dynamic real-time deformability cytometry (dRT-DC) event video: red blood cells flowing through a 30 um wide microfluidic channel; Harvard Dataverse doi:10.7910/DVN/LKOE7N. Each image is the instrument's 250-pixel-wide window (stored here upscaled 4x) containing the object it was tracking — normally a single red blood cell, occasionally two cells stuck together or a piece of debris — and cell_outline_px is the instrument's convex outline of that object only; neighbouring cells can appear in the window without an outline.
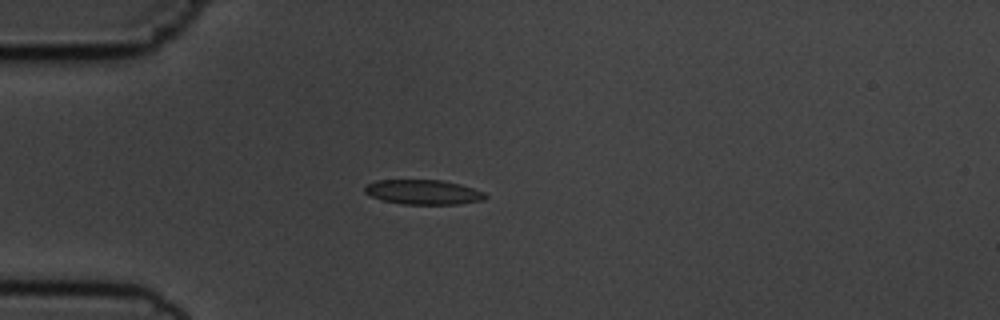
{"species": "common noctule bat (a hibernating species)", "species_latin": "Nyctalus noctula", "temperature_condition": "cold", "stored_images_in_passage": 7, "camera_frame_rate_fps": 3000, "um_per_image_px": 0.085, "animal": {"sex": "male", "body_mass_g": 19.5, "forearm_length_mm": 54.6}, "frame": {"image": 1, "passage_image": 3, "time_ms": 3.333, "image_size_px": [1000, 320], "cell_outline_px": [[488, 196], [484, 200], [460, 204], [400, 204], [384, 200], [372, 196], [364, 192], [364, 188], [368, 184], [376, 180], [440, 180], [460, 184], [484, 192]], "centroid_in_image_um": [36.0, 16.33], "position_along_channel_um": 49.0, "area_um2": 17.28}}
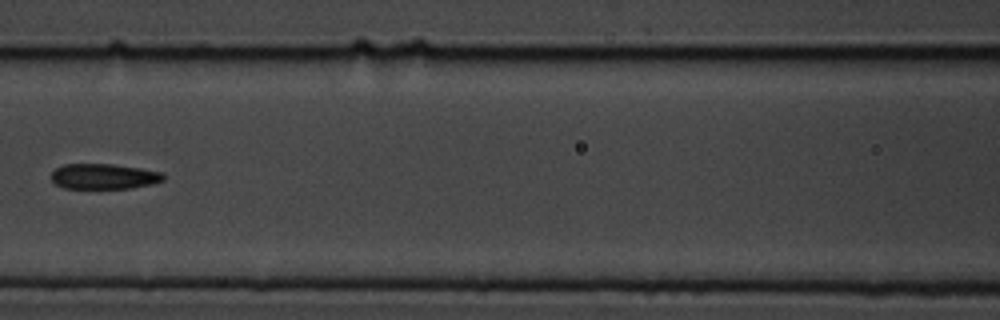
{"frame": {"image": 2, "passage_image": 6, "time_ms": 6.667, "image_size_px": [1000, 320], "cell_outline_px": [[164, 180], [152, 184], [132, 188], [64, 188], [56, 184], [52, 180], [52, 172], [56, 168], [64, 164], [112, 164], [140, 168], [164, 172]], "centroid_in_image_um": [8.86, 14.99], "position_along_channel_um": 157.7, "area_um2": 16.59}}
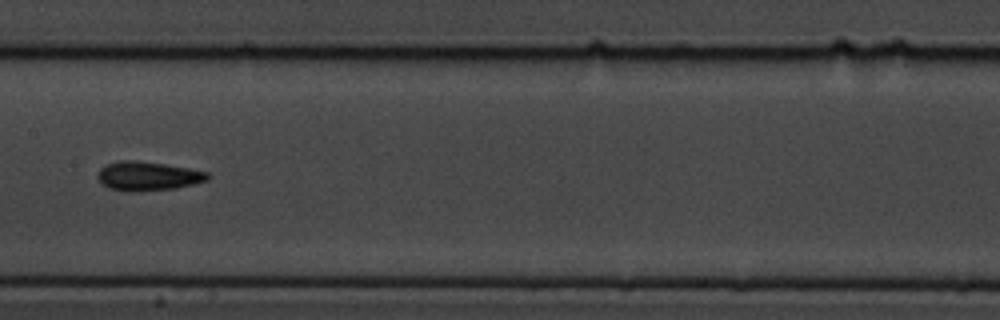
{"frame": {"image": 3, "passage_image": 7, "time_ms": 7.667, "image_size_px": [1000, 320], "cell_outline_px": [[212, 176], [208, 180], [176, 188], [132, 192], [108, 188], [100, 184], [96, 176], [96, 172], [100, 168], [108, 164], [120, 160], [136, 160], [164, 164], [188, 168], [208, 172]], "centroid_in_image_um": [12.53, 14.97], "position_along_channel_um": 194.9, "area_um2": 18.79}}